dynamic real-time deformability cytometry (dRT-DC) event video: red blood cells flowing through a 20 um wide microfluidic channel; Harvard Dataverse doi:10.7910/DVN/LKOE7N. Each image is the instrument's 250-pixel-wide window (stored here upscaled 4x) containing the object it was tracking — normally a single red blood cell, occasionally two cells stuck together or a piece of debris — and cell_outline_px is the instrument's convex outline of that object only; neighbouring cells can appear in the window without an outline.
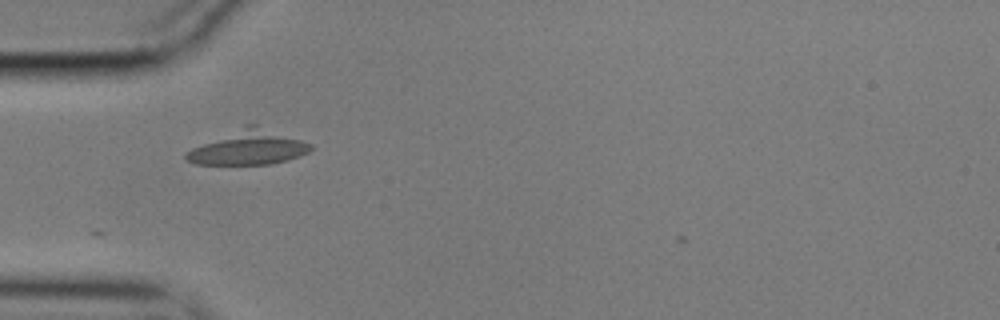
{"species": "common noctule bat (a hibernating species)", "species_latin": "Nyctalus noctula", "temperature_condition": "cold", "stored_images_in_passage": 13, "camera_frame_rate_fps": 3000, "um_per_image_px": 0.085, "animal": {"sex": "male", "body_mass_g": 17.9}, "frame": {"image": 1, "passage_image": 1, "time_ms": 0.0, "image_size_px": [1000, 320], "cell_outline_px": [[312, 148], [308, 152], [300, 156], [288, 160], [272, 164], [196, 164], [188, 160], [184, 156], [184, 152], [192, 148], [244, 124], [256, 124], [312, 144]], "centroid_in_image_um": [21.11, 12.54], "position_along_channel_um": 63.9, "area_um2": 24.91}}
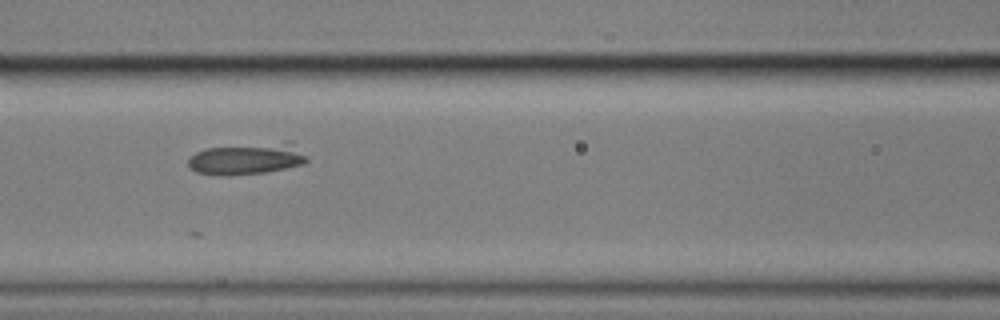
{"frame": {"image": 2, "passage_image": 8, "time_ms": 2.333, "image_size_px": [1000, 320], "cell_outline_px": [[308, 160], [304, 164], [264, 172], [228, 176], [224, 176], [196, 172], [188, 164], [188, 160], [196, 152], [208, 148], [284, 140], [292, 140], [308, 156]], "centroid_in_image_um": [21.08, 13.46], "position_along_channel_um": 145.5, "area_um2": 22.2}}
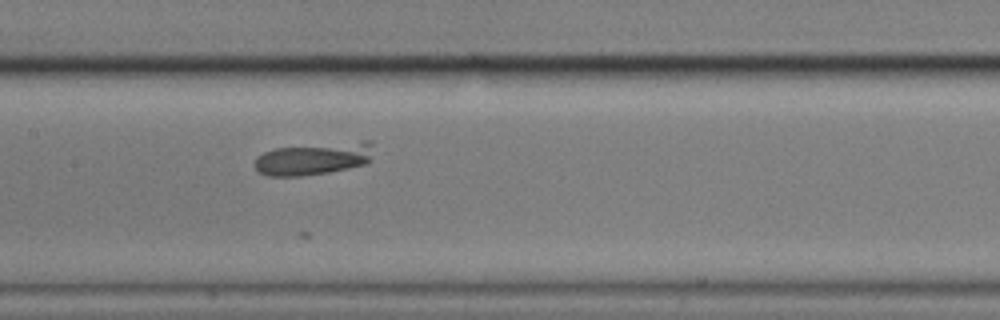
{"frame": {"image": 3, "passage_image": 11, "time_ms": 3.333, "image_size_px": [1000, 320], "cell_outline_px": [[372, 160], [364, 164], [348, 168], [328, 172], [300, 176], [268, 176], [256, 172], [252, 164], [256, 156], [264, 152], [276, 148], [364, 140], [372, 140]], "centroid_in_image_um": [26.63, 13.48], "position_along_channel_um": 180.8, "area_um2": 22.77}}